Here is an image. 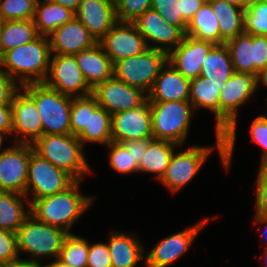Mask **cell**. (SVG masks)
<instances>
[{
	"mask_svg": "<svg viewBox=\"0 0 267 267\" xmlns=\"http://www.w3.org/2000/svg\"><path fill=\"white\" fill-rule=\"evenodd\" d=\"M92 95L98 105L111 115L136 108L147 100V93L142 89L130 86L114 76L98 84L92 90Z\"/></svg>",
	"mask_w": 267,
	"mask_h": 267,
	"instance_id": "5bb4252c",
	"label": "cell"
},
{
	"mask_svg": "<svg viewBox=\"0 0 267 267\" xmlns=\"http://www.w3.org/2000/svg\"><path fill=\"white\" fill-rule=\"evenodd\" d=\"M24 198L26 196L22 194L0 192V229L16 233L31 214L30 205H27L28 209L24 207Z\"/></svg>",
	"mask_w": 267,
	"mask_h": 267,
	"instance_id": "4dcf8cb0",
	"label": "cell"
},
{
	"mask_svg": "<svg viewBox=\"0 0 267 267\" xmlns=\"http://www.w3.org/2000/svg\"><path fill=\"white\" fill-rule=\"evenodd\" d=\"M111 125L112 141L116 143L154 138L152 134L150 102L147 99L136 108L114 113Z\"/></svg>",
	"mask_w": 267,
	"mask_h": 267,
	"instance_id": "e0dca14e",
	"label": "cell"
},
{
	"mask_svg": "<svg viewBox=\"0 0 267 267\" xmlns=\"http://www.w3.org/2000/svg\"><path fill=\"white\" fill-rule=\"evenodd\" d=\"M152 139L154 138L130 140V141H124L121 144L127 149L128 152H131L133 159L139 166L143 159V155L146 153L148 144Z\"/></svg>",
	"mask_w": 267,
	"mask_h": 267,
	"instance_id": "7dc6e473",
	"label": "cell"
},
{
	"mask_svg": "<svg viewBox=\"0 0 267 267\" xmlns=\"http://www.w3.org/2000/svg\"><path fill=\"white\" fill-rule=\"evenodd\" d=\"M154 139L182 146L187 139L192 104L189 101L150 102Z\"/></svg>",
	"mask_w": 267,
	"mask_h": 267,
	"instance_id": "52a82bcc",
	"label": "cell"
},
{
	"mask_svg": "<svg viewBox=\"0 0 267 267\" xmlns=\"http://www.w3.org/2000/svg\"><path fill=\"white\" fill-rule=\"evenodd\" d=\"M234 71L253 74L267 69V36L243 33L225 42Z\"/></svg>",
	"mask_w": 267,
	"mask_h": 267,
	"instance_id": "30bf717a",
	"label": "cell"
},
{
	"mask_svg": "<svg viewBox=\"0 0 267 267\" xmlns=\"http://www.w3.org/2000/svg\"><path fill=\"white\" fill-rule=\"evenodd\" d=\"M202 1L205 3V2H210L211 0H202Z\"/></svg>",
	"mask_w": 267,
	"mask_h": 267,
	"instance_id": "6125c7cd",
	"label": "cell"
},
{
	"mask_svg": "<svg viewBox=\"0 0 267 267\" xmlns=\"http://www.w3.org/2000/svg\"><path fill=\"white\" fill-rule=\"evenodd\" d=\"M107 145L111 148L109 154V163L111 168L121 174L139 172V166L133 159L131 152H128L121 143L111 141Z\"/></svg>",
	"mask_w": 267,
	"mask_h": 267,
	"instance_id": "74e56055",
	"label": "cell"
},
{
	"mask_svg": "<svg viewBox=\"0 0 267 267\" xmlns=\"http://www.w3.org/2000/svg\"><path fill=\"white\" fill-rule=\"evenodd\" d=\"M32 146L34 151L42 158L66 171L76 181L83 180L85 174L90 172V166L83 154L82 143L75 135H41Z\"/></svg>",
	"mask_w": 267,
	"mask_h": 267,
	"instance_id": "277c9868",
	"label": "cell"
},
{
	"mask_svg": "<svg viewBox=\"0 0 267 267\" xmlns=\"http://www.w3.org/2000/svg\"><path fill=\"white\" fill-rule=\"evenodd\" d=\"M138 31L146 40L148 48L169 53L185 37V32L178 26L168 23L156 10L150 8L135 22ZM153 42L152 45L148 43ZM154 43L160 45H153Z\"/></svg>",
	"mask_w": 267,
	"mask_h": 267,
	"instance_id": "2e32d148",
	"label": "cell"
},
{
	"mask_svg": "<svg viewBox=\"0 0 267 267\" xmlns=\"http://www.w3.org/2000/svg\"><path fill=\"white\" fill-rule=\"evenodd\" d=\"M258 89L257 76L234 72L220 91L219 132L223 133V168L229 169L236 140L237 110Z\"/></svg>",
	"mask_w": 267,
	"mask_h": 267,
	"instance_id": "6da1fadb",
	"label": "cell"
},
{
	"mask_svg": "<svg viewBox=\"0 0 267 267\" xmlns=\"http://www.w3.org/2000/svg\"><path fill=\"white\" fill-rule=\"evenodd\" d=\"M224 1L245 10L254 0H224Z\"/></svg>",
	"mask_w": 267,
	"mask_h": 267,
	"instance_id": "f5cc1de1",
	"label": "cell"
},
{
	"mask_svg": "<svg viewBox=\"0 0 267 267\" xmlns=\"http://www.w3.org/2000/svg\"><path fill=\"white\" fill-rule=\"evenodd\" d=\"M252 141L263 148V156L260 165H267V116L260 115L254 119L250 127Z\"/></svg>",
	"mask_w": 267,
	"mask_h": 267,
	"instance_id": "7bdbcfd3",
	"label": "cell"
},
{
	"mask_svg": "<svg viewBox=\"0 0 267 267\" xmlns=\"http://www.w3.org/2000/svg\"><path fill=\"white\" fill-rule=\"evenodd\" d=\"M46 265L47 267H73V266H69L68 264H65L59 258L54 259L53 261H51V263L46 264Z\"/></svg>",
	"mask_w": 267,
	"mask_h": 267,
	"instance_id": "db71d44e",
	"label": "cell"
},
{
	"mask_svg": "<svg viewBox=\"0 0 267 267\" xmlns=\"http://www.w3.org/2000/svg\"><path fill=\"white\" fill-rule=\"evenodd\" d=\"M39 36L33 19L2 21L0 35L1 55L8 50L30 43Z\"/></svg>",
	"mask_w": 267,
	"mask_h": 267,
	"instance_id": "d6a6232c",
	"label": "cell"
},
{
	"mask_svg": "<svg viewBox=\"0 0 267 267\" xmlns=\"http://www.w3.org/2000/svg\"><path fill=\"white\" fill-rule=\"evenodd\" d=\"M75 59L86 82L92 89L113 77L114 64L99 42L93 47L75 54Z\"/></svg>",
	"mask_w": 267,
	"mask_h": 267,
	"instance_id": "d4e9b609",
	"label": "cell"
},
{
	"mask_svg": "<svg viewBox=\"0 0 267 267\" xmlns=\"http://www.w3.org/2000/svg\"><path fill=\"white\" fill-rule=\"evenodd\" d=\"M214 147L192 146L185 151L173 153L160 182L173 193L187 185L198 173Z\"/></svg>",
	"mask_w": 267,
	"mask_h": 267,
	"instance_id": "4fadbf2b",
	"label": "cell"
},
{
	"mask_svg": "<svg viewBox=\"0 0 267 267\" xmlns=\"http://www.w3.org/2000/svg\"><path fill=\"white\" fill-rule=\"evenodd\" d=\"M244 33L267 36V0H254L244 10Z\"/></svg>",
	"mask_w": 267,
	"mask_h": 267,
	"instance_id": "d590c367",
	"label": "cell"
},
{
	"mask_svg": "<svg viewBox=\"0 0 267 267\" xmlns=\"http://www.w3.org/2000/svg\"><path fill=\"white\" fill-rule=\"evenodd\" d=\"M80 184L75 181L62 192L34 200L30 204L31 215L71 234L69 229L93 201V197L80 194Z\"/></svg>",
	"mask_w": 267,
	"mask_h": 267,
	"instance_id": "3957f363",
	"label": "cell"
},
{
	"mask_svg": "<svg viewBox=\"0 0 267 267\" xmlns=\"http://www.w3.org/2000/svg\"><path fill=\"white\" fill-rule=\"evenodd\" d=\"M139 241L131 234L112 232L107 243L112 267H135L141 259H145L144 248Z\"/></svg>",
	"mask_w": 267,
	"mask_h": 267,
	"instance_id": "4316f807",
	"label": "cell"
},
{
	"mask_svg": "<svg viewBox=\"0 0 267 267\" xmlns=\"http://www.w3.org/2000/svg\"><path fill=\"white\" fill-rule=\"evenodd\" d=\"M51 54L49 38L40 35L30 43L3 53L0 69L15 82L19 79L20 87L30 83H44L49 73Z\"/></svg>",
	"mask_w": 267,
	"mask_h": 267,
	"instance_id": "7a4b0ae2",
	"label": "cell"
},
{
	"mask_svg": "<svg viewBox=\"0 0 267 267\" xmlns=\"http://www.w3.org/2000/svg\"><path fill=\"white\" fill-rule=\"evenodd\" d=\"M215 44L185 35L183 41L168 53V62L188 79L200 76L202 63Z\"/></svg>",
	"mask_w": 267,
	"mask_h": 267,
	"instance_id": "ffe728a7",
	"label": "cell"
},
{
	"mask_svg": "<svg viewBox=\"0 0 267 267\" xmlns=\"http://www.w3.org/2000/svg\"><path fill=\"white\" fill-rule=\"evenodd\" d=\"M256 215L254 225L267 223V165H260L256 181Z\"/></svg>",
	"mask_w": 267,
	"mask_h": 267,
	"instance_id": "60d3db41",
	"label": "cell"
},
{
	"mask_svg": "<svg viewBox=\"0 0 267 267\" xmlns=\"http://www.w3.org/2000/svg\"><path fill=\"white\" fill-rule=\"evenodd\" d=\"M99 43L113 64L148 49L145 38L130 22L117 21Z\"/></svg>",
	"mask_w": 267,
	"mask_h": 267,
	"instance_id": "9a60e30c",
	"label": "cell"
},
{
	"mask_svg": "<svg viewBox=\"0 0 267 267\" xmlns=\"http://www.w3.org/2000/svg\"><path fill=\"white\" fill-rule=\"evenodd\" d=\"M88 240L75 234H69L64 241L59 259L73 267H87Z\"/></svg>",
	"mask_w": 267,
	"mask_h": 267,
	"instance_id": "e575fe53",
	"label": "cell"
},
{
	"mask_svg": "<svg viewBox=\"0 0 267 267\" xmlns=\"http://www.w3.org/2000/svg\"><path fill=\"white\" fill-rule=\"evenodd\" d=\"M167 66V67H166ZM190 79L169 62L161 69L147 94L149 102L189 101Z\"/></svg>",
	"mask_w": 267,
	"mask_h": 267,
	"instance_id": "603a6c76",
	"label": "cell"
},
{
	"mask_svg": "<svg viewBox=\"0 0 267 267\" xmlns=\"http://www.w3.org/2000/svg\"><path fill=\"white\" fill-rule=\"evenodd\" d=\"M266 229H267V227H266ZM266 234H264V232H263V237L265 236ZM267 241V240H266ZM266 244H267V242H265ZM266 248L265 249H267V245L265 246Z\"/></svg>",
	"mask_w": 267,
	"mask_h": 267,
	"instance_id": "91938a15",
	"label": "cell"
},
{
	"mask_svg": "<svg viewBox=\"0 0 267 267\" xmlns=\"http://www.w3.org/2000/svg\"><path fill=\"white\" fill-rule=\"evenodd\" d=\"M4 136H5L4 134L0 133V149L3 145Z\"/></svg>",
	"mask_w": 267,
	"mask_h": 267,
	"instance_id": "9f6ffc18",
	"label": "cell"
},
{
	"mask_svg": "<svg viewBox=\"0 0 267 267\" xmlns=\"http://www.w3.org/2000/svg\"><path fill=\"white\" fill-rule=\"evenodd\" d=\"M112 115L98 105L96 98L89 95V120L77 135L84 147L86 142L108 144L112 141Z\"/></svg>",
	"mask_w": 267,
	"mask_h": 267,
	"instance_id": "484cf974",
	"label": "cell"
},
{
	"mask_svg": "<svg viewBox=\"0 0 267 267\" xmlns=\"http://www.w3.org/2000/svg\"><path fill=\"white\" fill-rule=\"evenodd\" d=\"M75 181L66 171L59 169L37 154L30 144L26 197L31 189L33 192L32 200L26 198V203L30 205L34 200L62 192Z\"/></svg>",
	"mask_w": 267,
	"mask_h": 267,
	"instance_id": "9c48e42d",
	"label": "cell"
},
{
	"mask_svg": "<svg viewBox=\"0 0 267 267\" xmlns=\"http://www.w3.org/2000/svg\"><path fill=\"white\" fill-rule=\"evenodd\" d=\"M174 147L178 145L169 141L152 139L139 165V172L157 174L156 178L160 181L170 163Z\"/></svg>",
	"mask_w": 267,
	"mask_h": 267,
	"instance_id": "836d02e7",
	"label": "cell"
},
{
	"mask_svg": "<svg viewBox=\"0 0 267 267\" xmlns=\"http://www.w3.org/2000/svg\"><path fill=\"white\" fill-rule=\"evenodd\" d=\"M52 1L57 4H60L63 7H67L75 12L82 0H52Z\"/></svg>",
	"mask_w": 267,
	"mask_h": 267,
	"instance_id": "816d5d0a",
	"label": "cell"
},
{
	"mask_svg": "<svg viewBox=\"0 0 267 267\" xmlns=\"http://www.w3.org/2000/svg\"><path fill=\"white\" fill-rule=\"evenodd\" d=\"M257 81H258V86L259 83L262 81L263 84L267 87V69H264L259 73Z\"/></svg>",
	"mask_w": 267,
	"mask_h": 267,
	"instance_id": "11a10c76",
	"label": "cell"
},
{
	"mask_svg": "<svg viewBox=\"0 0 267 267\" xmlns=\"http://www.w3.org/2000/svg\"><path fill=\"white\" fill-rule=\"evenodd\" d=\"M48 38L51 53L62 55H75L98 43L75 16L69 22L59 26Z\"/></svg>",
	"mask_w": 267,
	"mask_h": 267,
	"instance_id": "7402d4cb",
	"label": "cell"
},
{
	"mask_svg": "<svg viewBox=\"0 0 267 267\" xmlns=\"http://www.w3.org/2000/svg\"><path fill=\"white\" fill-rule=\"evenodd\" d=\"M38 0H0V20L34 19Z\"/></svg>",
	"mask_w": 267,
	"mask_h": 267,
	"instance_id": "8d00e7d4",
	"label": "cell"
},
{
	"mask_svg": "<svg viewBox=\"0 0 267 267\" xmlns=\"http://www.w3.org/2000/svg\"><path fill=\"white\" fill-rule=\"evenodd\" d=\"M4 267H47V265L41 264L40 260L21 259L20 257L11 260Z\"/></svg>",
	"mask_w": 267,
	"mask_h": 267,
	"instance_id": "f907efd6",
	"label": "cell"
},
{
	"mask_svg": "<svg viewBox=\"0 0 267 267\" xmlns=\"http://www.w3.org/2000/svg\"><path fill=\"white\" fill-rule=\"evenodd\" d=\"M2 21L0 20V35H1ZM0 57H1V48H0Z\"/></svg>",
	"mask_w": 267,
	"mask_h": 267,
	"instance_id": "6f0895ef",
	"label": "cell"
},
{
	"mask_svg": "<svg viewBox=\"0 0 267 267\" xmlns=\"http://www.w3.org/2000/svg\"><path fill=\"white\" fill-rule=\"evenodd\" d=\"M44 83L72 97L89 96L93 90L86 82L75 55H51L49 73Z\"/></svg>",
	"mask_w": 267,
	"mask_h": 267,
	"instance_id": "8fae6325",
	"label": "cell"
},
{
	"mask_svg": "<svg viewBox=\"0 0 267 267\" xmlns=\"http://www.w3.org/2000/svg\"><path fill=\"white\" fill-rule=\"evenodd\" d=\"M151 8L156 10L168 23L174 24L186 32L188 22L182 17L180 0H152Z\"/></svg>",
	"mask_w": 267,
	"mask_h": 267,
	"instance_id": "ab89813d",
	"label": "cell"
},
{
	"mask_svg": "<svg viewBox=\"0 0 267 267\" xmlns=\"http://www.w3.org/2000/svg\"><path fill=\"white\" fill-rule=\"evenodd\" d=\"M220 30V44L244 33V10L224 0H211Z\"/></svg>",
	"mask_w": 267,
	"mask_h": 267,
	"instance_id": "f1b7e54d",
	"label": "cell"
},
{
	"mask_svg": "<svg viewBox=\"0 0 267 267\" xmlns=\"http://www.w3.org/2000/svg\"><path fill=\"white\" fill-rule=\"evenodd\" d=\"M89 96L73 97L70 113L71 134L77 136L88 124Z\"/></svg>",
	"mask_w": 267,
	"mask_h": 267,
	"instance_id": "b9f144b4",
	"label": "cell"
},
{
	"mask_svg": "<svg viewBox=\"0 0 267 267\" xmlns=\"http://www.w3.org/2000/svg\"><path fill=\"white\" fill-rule=\"evenodd\" d=\"M229 50L224 44L215 45L205 57L200 76L214 83H226L234 74Z\"/></svg>",
	"mask_w": 267,
	"mask_h": 267,
	"instance_id": "f546056e",
	"label": "cell"
},
{
	"mask_svg": "<svg viewBox=\"0 0 267 267\" xmlns=\"http://www.w3.org/2000/svg\"><path fill=\"white\" fill-rule=\"evenodd\" d=\"M116 17L119 22L134 23L152 7V0H114Z\"/></svg>",
	"mask_w": 267,
	"mask_h": 267,
	"instance_id": "f35d334b",
	"label": "cell"
},
{
	"mask_svg": "<svg viewBox=\"0 0 267 267\" xmlns=\"http://www.w3.org/2000/svg\"><path fill=\"white\" fill-rule=\"evenodd\" d=\"M182 7V17L189 22L195 15V13L204 4L202 0H180Z\"/></svg>",
	"mask_w": 267,
	"mask_h": 267,
	"instance_id": "681fc988",
	"label": "cell"
},
{
	"mask_svg": "<svg viewBox=\"0 0 267 267\" xmlns=\"http://www.w3.org/2000/svg\"><path fill=\"white\" fill-rule=\"evenodd\" d=\"M218 19L209 2H205L188 22L185 35L220 45Z\"/></svg>",
	"mask_w": 267,
	"mask_h": 267,
	"instance_id": "1f68e13d",
	"label": "cell"
},
{
	"mask_svg": "<svg viewBox=\"0 0 267 267\" xmlns=\"http://www.w3.org/2000/svg\"><path fill=\"white\" fill-rule=\"evenodd\" d=\"M41 1H37L33 19L37 31L41 36L48 37L59 26L69 22L75 16L74 11L52 0Z\"/></svg>",
	"mask_w": 267,
	"mask_h": 267,
	"instance_id": "83f0119b",
	"label": "cell"
},
{
	"mask_svg": "<svg viewBox=\"0 0 267 267\" xmlns=\"http://www.w3.org/2000/svg\"><path fill=\"white\" fill-rule=\"evenodd\" d=\"M21 89L18 82L0 69V105H11L13 96Z\"/></svg>",
	"mask_w": 267,
	"mask_h": 267,
	"instance_id": "bcb514c9",
	"label": "cell"
},
{
	"mask_svg": "<svg viewBox=\"0 0 267 267\" xmlns=\"http://www.w3.org/2000/svg\"><path fill=\"white\" fill-rule=\"evenodd\" d=\"M12 134L18 143L33 144L42 135V123L34 101L21 89L13 96Z\"/></svg>",
	"mask_w": 267,
	"mask_h": 267,
	"instance_id": "d6986e66",
	"label": "cell"
},
{
	"mask_svg": "<svg viewBox=\"0 0 267 267\" xmlns=\"http://www.w3.org/2000/svg\"><path fill=\"white\" fill-rule=\"evenodd\" d=\"M18 255L16 233L0 229V262L7 264Z\"/></svg>",
	"mask_w": 267,
	"mask_h": 267,
	"instance_id": "ee69618b",
	"label": "cell"
},
{
	"mask_svg": "<svg viewBox=\"0 0 267 267\" xmlns=\"http://www.w3.org/2000/svg\"><path fill=\"white\" fill-rule=\"evenodd\" d=\"M75 17L99 42L118 21L114 0H82Z\"/></svg>",
	"mask_w": 267,
	"mask_h": 267,
	"instance_id": "44dd1931",
	"label": "cell"
},
{
	"mask_svg": "<svg viewBox=\"0 0 267 267\" xmlns=\"http://www.w3.org/2000/svg\"><path fill=\"white\" fill-rule=\"evenodd\" d=\"M0 133L12 134V108L11 105H0Z\"/></svg>",
	"mask_w": 267,
	"mask_h": 267,
	"instance_id": "c3c4849f",
	"label": "cell"
},
{
	"mask_svg": "<svg viewBox=\"0 0 267 267\" xmlns=\"http://www.w3.org/2000/svg\"><path fill=\"white\" fill-rule=\"evenodd\" d=\"M21 89L34 101L42 123V135L71 134L72 96L60 93L45 83H30Z\"/></svg>",
	"mask_w": 267,
	"mask_h": 267,
	"instance_id": "5b68a950",
	"label": "cell"
},
{
	"mask_svg": "<svg viewBox=\"0 0 267 267\" xmlns=\"http://www.w3.org/2000/svg\"><path fill=\"white\" fill-rule=\"evenodd\" d=\"M30 144L15 142L0 151V192L26 196Z\"/></svg>",
	"mask_w": 267,
	"mask_h": 267,
	"instance_id": "7c38bea8",
	"label": "cell"
},
{
	"mask_svg": "<svg viewBox=\"0 0 267 267\" xmlns=\"http://www.w3.org/2000/svg\"><path fill=\"white\" fill-rule=\"evenodd\" d=\"M4 266H5V264L0 262V267H4Z\"/></svg>",
	"mask_w": 267,
	"mask_h": 267,
	"instance_id": "94428289",
	"label": "cell"
},
{
	"mask_svg": "<svg viewBox=\"0 0 267 267\" xmlns=\"http://www.w3.org/2000/svg\"><path fill=\"white\" fill-rule=\"evenodd\" d=\"M209 219H203L194 226L184 231L173 233L159 241L155 247L147 253L146 267H167L179 259L188 251L199 231Z\"/></svg>",
	"mask_w": 267,
	"mask_h": 267,
	"instance_id": "ac0fdd59",
	"label": "cell"
},
{
	"mask_svg": "<svg viewBox=\"0 0 267 267\" xmlns=\"http://www.w3.org/2000/svg\"><path fill=\"white\" fill-rule=\"evenodd\" d=\"M87 267H112L110 251L107 244H89Z\"/></svg>",
	"mask_w": 267,
	"mask_h": 267,
	"instance_id": "f6af8a7d",
	"label": "cell"
},
{
	"mask_svg": "<svg viewBox=\"0 0 267 267\" xmlns=\"http://www.w3.org/2000/svg\"><path fill=\"white\" fill-rule=\"evenodd\" d=\"M167 62L168 53L148 48L141 54L115 62L113 76L130 86L142 89L148 94L154 80Z\"/></svg>",
	"mask_w": 267,
	"mask_h": 267,
	"instance_id": "ba28073f",
	"label": "cell"
},
{
	"mask_svg": "<svg viewBox=\"0 0 267 267\" xmlns=\"http://www.w3.org/2000/svg\"><path fill=\"white\" fill-rule=\"evenodd\" d=\"M265 259L267 260V249H265ZM266 267H267V264H266Z\"/></svg>",
	"mask_w": 267,
	"mask_h": 267,
	"instance_id": "680465c9",
	"label": "cell"
},
{
	"mask_svg": "<svg viewBox=\"0 0 267 267\" xmlns=\"http://www.w3.org/2000/svg\"><path fill=\"white\" fill-rule=\"evenodd\" d=\"M225 83H214L208 81V78L198 76L190 80V98L189 102L193 109L204 108L211 110L216 120V149L223 165V133L219 132V100L220 91Z\"/></svg>",
	"mask_w": 267,
	"mask_h": 267,
	"instance_id": "cb8c5ba5",
	"label": "cell"
},
{
	"mask_svg": "<svg viewBox=\"0 0 267 267\" xmlns=\"http://www.w3.org/2000/svg\"><path fill=\"white\" fill-rule=\"evenodd\" d=\"M18 253H27L32 260L41 257L59 258L65 238L69 235L65 230L45 224L29 215L16 232Z\"/></svg>",
	"mask_w": 267,
	"mask_h": 267,
	"instance_id": "8992f818",
	"label": "cell"
}]
</instances>
